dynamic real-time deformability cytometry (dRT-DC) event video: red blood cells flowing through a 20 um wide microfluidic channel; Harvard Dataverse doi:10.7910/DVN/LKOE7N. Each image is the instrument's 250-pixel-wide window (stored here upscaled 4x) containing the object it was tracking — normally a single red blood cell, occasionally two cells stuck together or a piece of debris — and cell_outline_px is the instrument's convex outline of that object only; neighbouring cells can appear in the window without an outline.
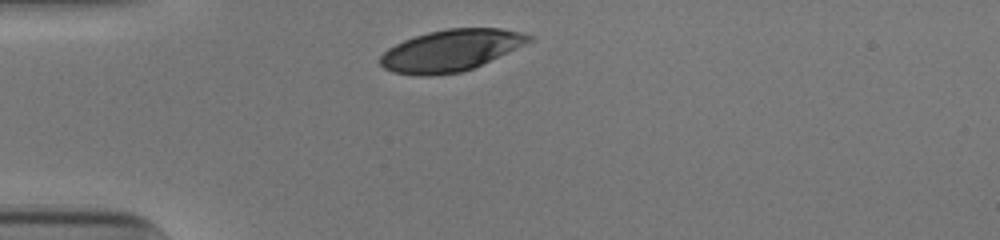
{"species": "human", "species_latin": "Homo sapiens", "temperature_condition": "cold", "stored_images_in_passage": 29, "camera_frame_rate_fps": 3000, "um_per_image_px": 0.085, "donor": {"sex": "male"}, "frame": {"image": 1, "passage_image": 1, "time_ms": 0.0, "image_size_px": [1000, 240], "cell_outline_px": [[532, 40], [524, 44], [472, 68], [460, 72], [432, 76], [420, 76], [392, 72], [384, 68], [380, 64], [380, 56], [388, 48], [404, 40], [428, 32], [448, 28], [500, 28], [520, 32], [532, 36]], "centroid_in_image_um": [38.26, 4.29], "position_along_channel_um": 46.7, "area_um2": 35.55}}
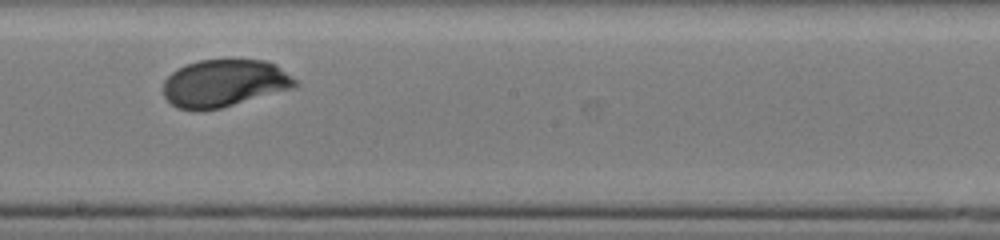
{"frame": {"image": 2, "passage_image": 17, "time_ms": 5.333, "image_size_px": [1000, 240], "cell_outline_px": [[300, 84], [296, 88], [220, 108], [176, 108], [164, 96], [164, 80], [172, 72], [188, 64], [200, 60], [264, 60], [276, 64], [296, 80]], "centroid_in_image_um": [19.12, 7.06], "position_along_channel_um": 229.1, "area_um2": 35.95}}
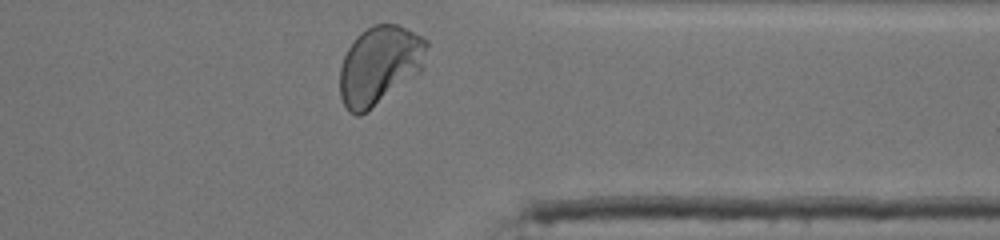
{"frame": {"image": 3, "passage_image": 29, "time_ms": 9.333, "image_size_px": [1000, 240], "cell_outline_px": [[428, 44], [420, 72], [360, 116], [356, 116], [348, 112], [340, 96], [340, 68], [344, 56], [348, 48], [356, 36], [360, 32], [372, 24], [396, 24], [428, 40]], "centroid_in_image_um": [32.23, 5.54], "position_along_channel_um": 379.2, "area_um2": 39.36}, "authors_computed_cell_mechanics": {"area_um2": 36.8764, "velocity_mm_per_s": 3.8588, "shape_relaxation_time_tau1_ms": 2.7904, "shape_relaxation_time_tau2_ms": null, "deformation_change_tau1": 0.1629, "deformation_change_tau2": null}}